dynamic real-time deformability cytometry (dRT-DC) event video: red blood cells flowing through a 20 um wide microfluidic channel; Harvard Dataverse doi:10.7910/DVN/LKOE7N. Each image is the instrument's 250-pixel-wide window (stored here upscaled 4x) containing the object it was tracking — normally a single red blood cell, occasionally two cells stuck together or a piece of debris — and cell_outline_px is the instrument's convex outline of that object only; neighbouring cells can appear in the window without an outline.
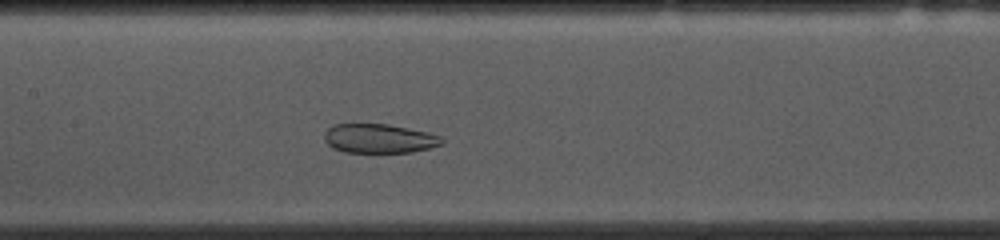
{"species": "common noctule bat (a hibernating species)", "species_latin": "Nyctalus noctula", "temperature_condition": "cold", "stored_images_in_passage": 35, "camera_frame_rate_fps": 3000, "um_per_image_px": 0.085, "animal": {"sex": "female", "body_mass_g": 10.0, "forearm_length_mm": 53.1}, "frame": {"image": 1, "passage_image": 16, "time_ms": 5.0, "image_size_px": [1000, 240], "cell_outline_px": [[444, 144], [412, 152], [344, 152], [332, 148], [324, 140], [324, 132], [332, 124], [388, 124], [428, 132], [440, 136], [444, 140]], "centroid_in_image_um": [32.21, 11.77], "position_along_channel_um": 175.2, "area_um2": 20.06}}